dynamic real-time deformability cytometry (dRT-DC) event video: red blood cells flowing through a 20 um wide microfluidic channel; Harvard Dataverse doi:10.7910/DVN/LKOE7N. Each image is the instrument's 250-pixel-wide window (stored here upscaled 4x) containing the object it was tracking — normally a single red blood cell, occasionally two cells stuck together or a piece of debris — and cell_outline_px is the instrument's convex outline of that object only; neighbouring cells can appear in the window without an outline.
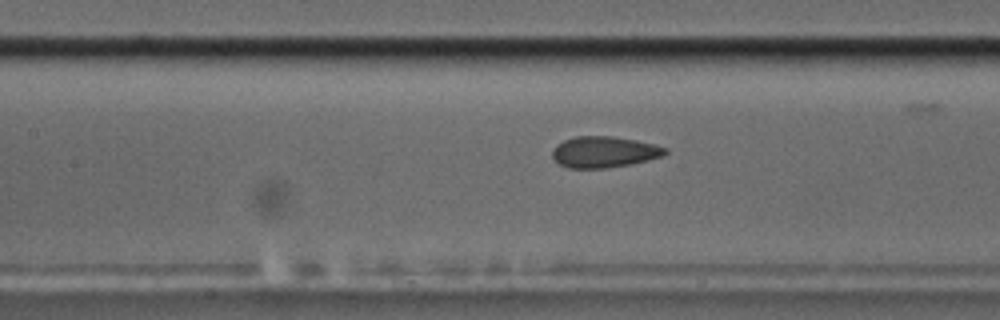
{"species": "common noctule bat (a hibernating species)", "species_latin": "Nyctalus noctula", "temperature_condition": "cold", "stored_images_in_passage": 28, "camera_frame_rate_fps": 3000, "um_per_image_px": 0.085, "animal": {"sex": "male", "body_mass_g": 17.5, "forearm_length_mm": 52.3}, "frame": {"image": 1, "passage_image": 7, "time_ms": 2.0, "image_size_px": [1000, 320], "cell_outline_px": [[668, 152], [664, 156], [632, 164], [604, 168], [568, 168], [560, 164], [552, 156], [552, 148], [556, 144], [564, 140], [576, 136], [612, 136], [636, 140], [668, 148]], "centroid_in_image_um": [51.35, 12.91], "position_along_channel_um": 156.0, "area_um2": 20.58}}
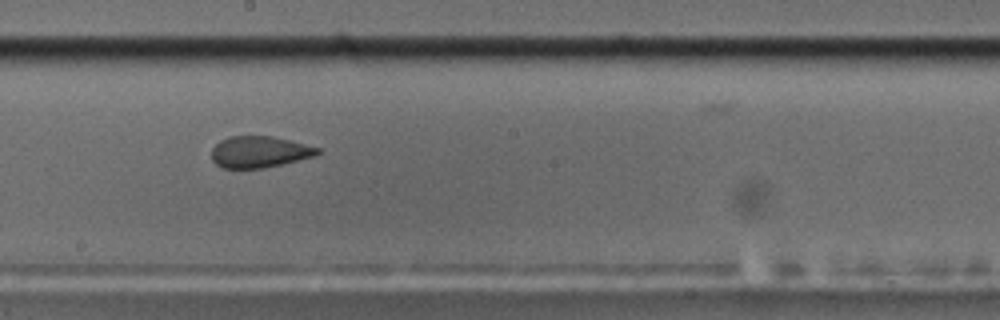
{"frame": {"image": 2, "passage_image": 13, "time_ms": 4.0, "image_size_px": [1000, 320], "cell_outline_px": [[320, 152], [312, 156], [264, 168], [224, 168], [216, 164], [212, 160], [212, 148], [220, 140], [228, 136], [272, 136], [320, 148]], "centroid_in_image_um": [21.99, 12.9], "position_along_channel_um": 226.2, "area_um2": 19.13}}
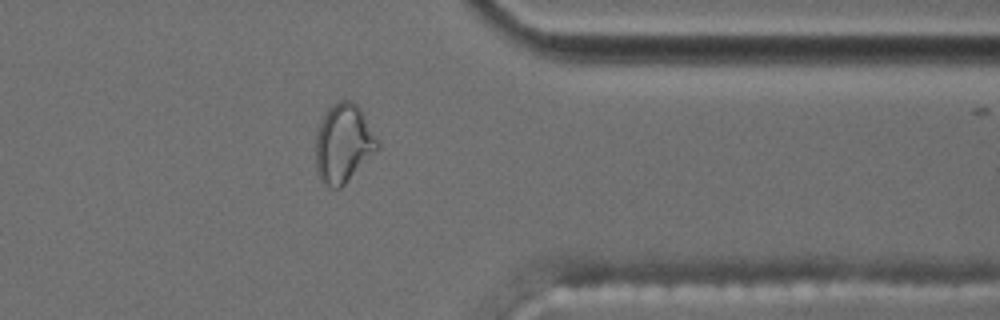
{"frame": {"image": 3, "passage_image": 27, "time_ms": 8.667, "image_size_px": [1000, 320], "cell_outline_px": [[380, 148], [340, 188], [332, 188], [324, 184], [320, 180], [316, 172], [316, 136], [324, 112], [332, 104], [340, 100], [348, 100], [356, 104], [360, 108], [380, 144]], "centroid_in_image_um": [29.18, 12.19], "position_along_channel_um": 382.2, "area_um2": 28.26}}